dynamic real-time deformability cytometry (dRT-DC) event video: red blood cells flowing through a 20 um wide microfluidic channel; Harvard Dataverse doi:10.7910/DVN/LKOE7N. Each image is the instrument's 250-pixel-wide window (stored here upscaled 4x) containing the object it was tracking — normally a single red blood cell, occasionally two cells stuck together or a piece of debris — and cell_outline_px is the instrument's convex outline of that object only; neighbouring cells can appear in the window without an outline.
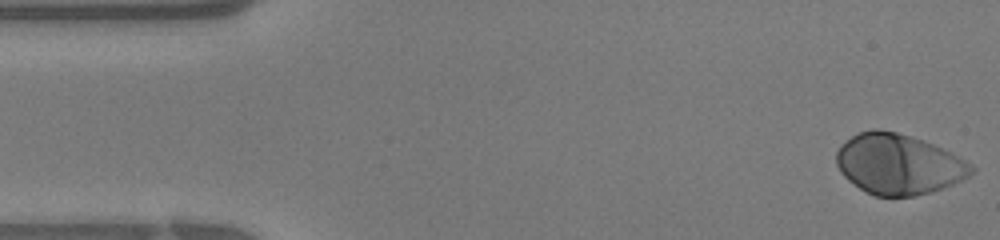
{"species": "human", "species_latin": "Homo sapiens", "temperature_condition": "warm", "stored_images_in_passage": 39, "camera_frame_rate_fps": 3000, "um_per_image_px": 0.085, "donor": {"sex": "female"}, "frame": {"image": 1, "passage_image": 1, "time_ms": 0.0, "image_size_px": [1000, 240], "cell_outline_px": [[976, 168], [968, 176], [952, 184], [932, 192], [912, 196], [876, 196], [860, 188], [848, 180], [840, 172], [836, 164], [836, 152], [840, 144], [844, 140], [860, 132], [876, 128], [880, 128], [896, 132], [932, 144], [972, 164]], "centroid_in_image_um": [76.32, 13.95], "position_along_channel_um": 8.7, "area_um2": 47.05}}
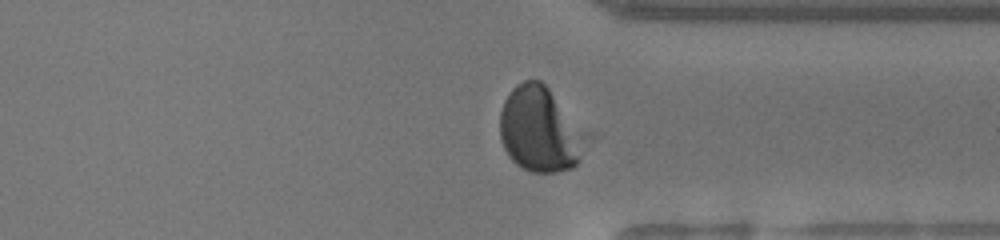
{"frame": {"image": 2, "passage_image": 29, "time_ms": 9.333, "image_size_px": [1000, 240], "cell_outline_px": [[576, 164], [572, 168], [556, 172], [532, 172], [516, 164], [508, 156], [500, 140], [500, 112], [504, 100], [512, 88], [516, 84], [524, 80], [540, 80], [548, 88], [552, 96], [576, 156]], "centroid_in_image_um": [45.47, 11.03], "position_along_channel_um": 365.9, "area_um2": 37.17}}
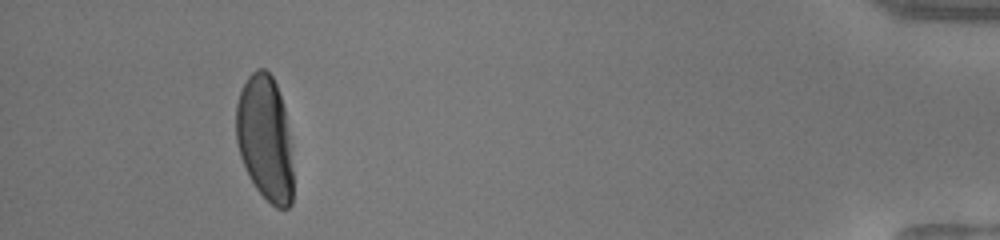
{"frame": {"image": 3, "passage_image": 36, "time_ms": 11.667, "image_size_px": [1000, 240], "cell_outline_px": [[292, 204], [288, 208], [276, 208], [256, 188], [248, 176], [240, 156], [236, 140], [236, 104], [240, 92], [248, 76], [256, 68], [264, 68], [272, 76], [276, 84], [284, 108], [288, 136], [292, 172]], "centroid_in_image_um": [22.5, 11.75], "position_along_channel_um": 412.7, "area_um2": 41.21}}